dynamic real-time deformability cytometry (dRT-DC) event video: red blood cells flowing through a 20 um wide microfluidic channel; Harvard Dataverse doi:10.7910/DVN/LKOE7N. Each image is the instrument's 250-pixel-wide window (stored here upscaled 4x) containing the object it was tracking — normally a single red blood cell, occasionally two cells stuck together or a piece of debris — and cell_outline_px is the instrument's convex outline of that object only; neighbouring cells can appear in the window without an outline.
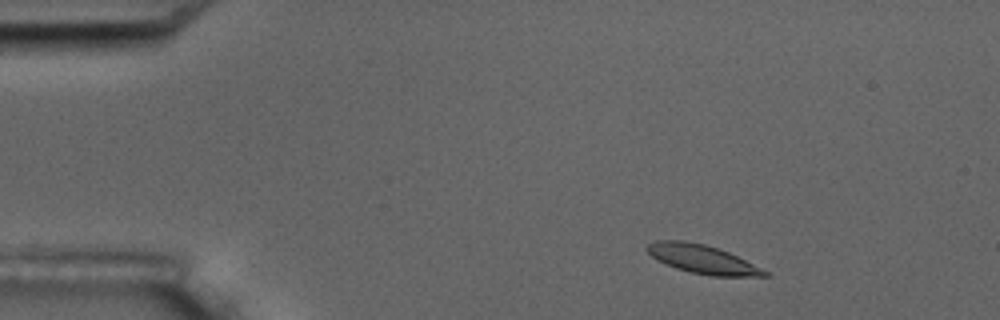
{"species": "common noctule bat (a hibernating species)", "species_latin": "Nyctalus noctula", "temperature_condition": "room temperature", "stored_images_in_passage": 10, "camera_frame_rate_fps": 3000, "um_per_image_px": 0.085, "animal": {"sex": "male", "body_mass_g": 17.5, "forearm_length_mm": 52.3}, "frame": {"image": 1, "passage_image": 2, "time_ms": 1.333, "image_size_px": [1000, 320], "cell_outline_px": [[768, 276], [712, 276], [692, 272], [676, 268], [656, 260], [644, 248], [648, 244], [656, 240], [684, 240], [704, 244], [728, 252], [768, 272]], "centroid_in_image_um": [59.63, 22.02], "position_along_channel_um": 25.4, "area_um2": 19.31}}
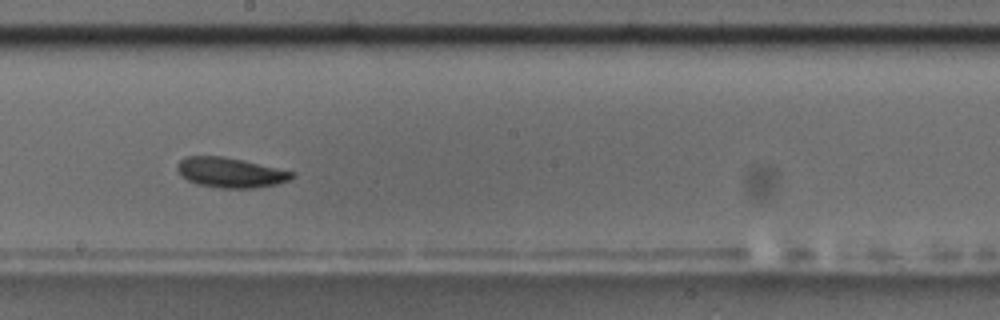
{"frame": {"image": 2, "passage_image": 9, "time_ms": 9.333, "image_size_px": [1000, 320], "cell_outline_px": [[296, 176], [288, 180], [276, 184], [252, 188], [220, 188], [196, 184], [180, 176], [176, 168], [176, 164], [184, 156], [224, 156], [296, 172]], "centroid_in_image_um": [19.55, 14.66], "position_along_channel_um": 228.6, "area_um2": 20.17}}
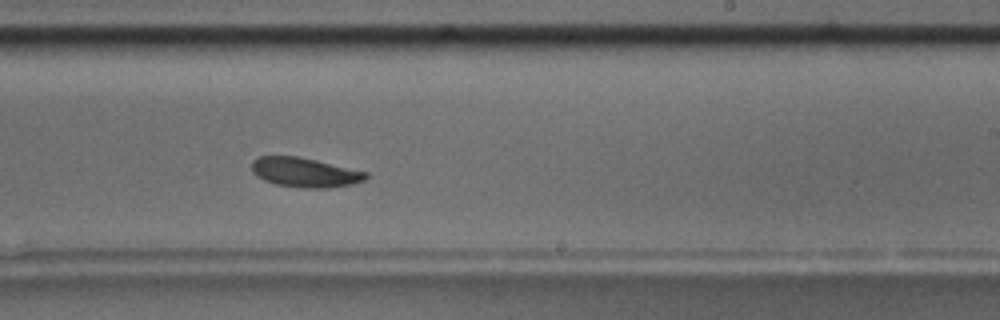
{"frame": {"image": 3, "passage_image": 10, "time_ms": 10.333, "image_size_px": [1000, 320], "cell_outline_px": [[368, 176], [364, 180], [352, 184], [328, 188], [304, 188], [276, 184], [264, 180], [256, 176], [252, 172], [252, 160], [260, 156], [296, 156], [316, 160], [368, 172]], "centroid_in_image_um": [25.9, 14.65], "position_along_channel_um": 263.1, "area_um2": 19.59}}